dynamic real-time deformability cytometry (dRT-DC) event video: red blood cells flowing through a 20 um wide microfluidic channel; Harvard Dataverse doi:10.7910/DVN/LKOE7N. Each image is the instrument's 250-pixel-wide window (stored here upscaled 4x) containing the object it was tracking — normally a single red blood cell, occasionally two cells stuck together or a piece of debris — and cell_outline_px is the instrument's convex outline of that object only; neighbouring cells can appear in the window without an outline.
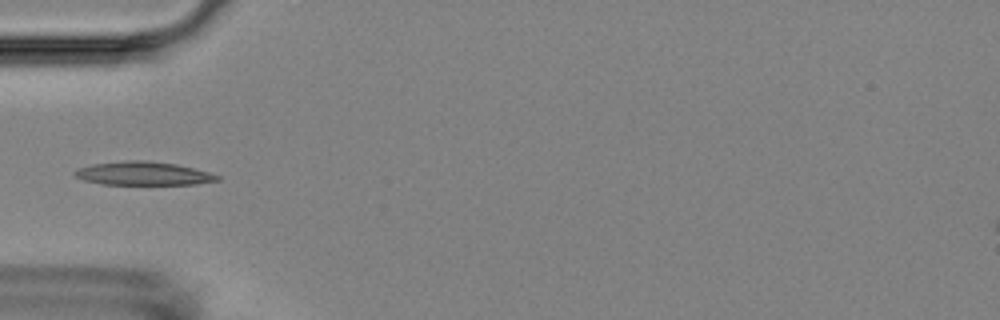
{"species": "Egyptian fruit bat (a non-hibernating species)", "species_latin": "Rousettus aegyptiacus", "temperature_condition": "room temperature", "stored_images_in_passage": 9, "camera_frame_rate_fps": 3000, "um_per_image_px": 0.085, "animal": {"sex": "female"}, "frame": {"image": 1, "passage_image": 4, "time_ms": 3.333, "image_size_px": [1000, 320], "cell_outline_px": [[220, 180], [196, 184], [100, 184], [84, 180], [76, 176], [72, 172], [80, 168], [92, 164], [124, 160], [148, 160], [176, 164], [208, 172], [220, 176]], "centroid_in_image_um": [12.17, 14.74], "position_along_channel_um": 72.8, "area_um2": 19.42}}
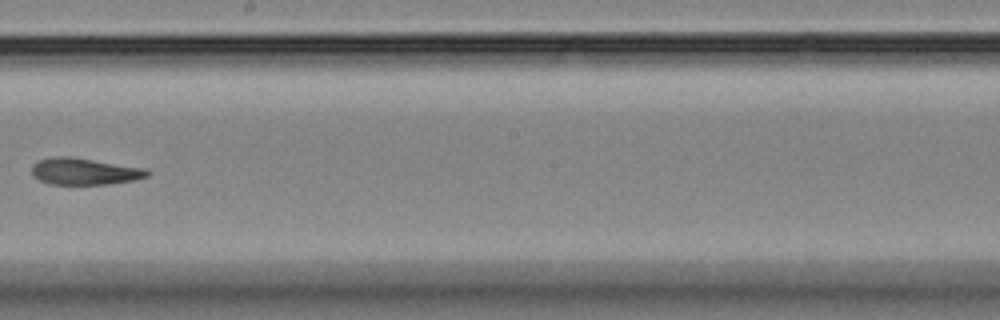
{"frame": {"image": 2, "passage_image": 8, "time_ms": 8.0, "image_size_px": [1000, 320], "cell_outline_px": [[152, 172], [148, 176], [136, 180], [108, 184], [52, 184], [40, 180], [32, 176], [32, 164], [36, 160], [52, 156], [68, 156], [148, 168]], "centroid_in_image_um": [7.2, 14.56], "position_along_channel_um": 241.0, "area_um2": 18.26}}
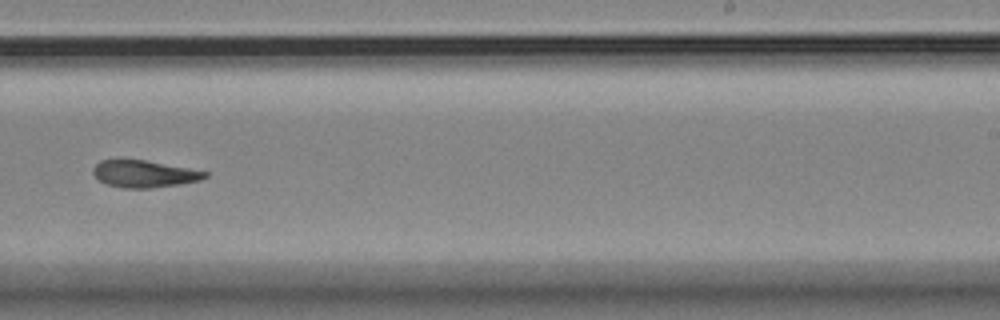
{"frame": {"image": 3, "passage_image": 9, "time_ms": 9.0, "image_size_px": [1000, 320], "cell_outline_px": [[208, 176], [200, 180], [180, 184], [152, 188], [124, 188], [108, 184], [100, 180], [92, 172], [92, 168], [100, 160], [144, 160], [188, 168], [208, 172]], "centroid_in_image_um": [12.26, 14.78], "position_along_channel_um": 276.7, "area_um2": 17.4}}